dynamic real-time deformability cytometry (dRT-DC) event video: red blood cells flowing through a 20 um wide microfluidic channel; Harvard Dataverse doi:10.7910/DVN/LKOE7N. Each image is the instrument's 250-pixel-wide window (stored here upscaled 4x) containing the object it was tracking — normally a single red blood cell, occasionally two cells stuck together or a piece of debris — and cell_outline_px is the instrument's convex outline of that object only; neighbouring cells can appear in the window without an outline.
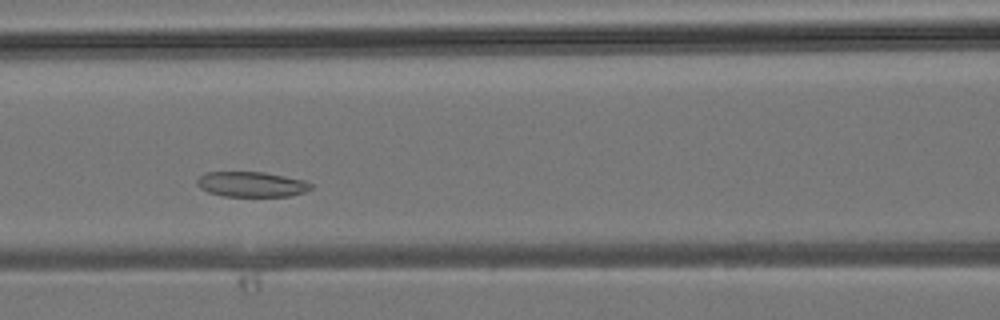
{"species": "common noctule bat (a hibernating species)", "species_latin": "Nyctalus noctula", "temperature_condition": "room temperature", "stored_images_in_passage": 26, "camera_frame_rate_fps": 3000, "um_per_image_px": 0.085, "animal": {"sex": "male", "body_mass_g": 19.2, "forearm_length_mm": 51.8}, "frame": {"image": 1, "passage_image": 9, "time_ms": 2.667, "image_size_px": [1000, 320], "cell_outline_px": [[312, 188], [304, 192], [288, 196], [224, 196], [208, 192], [200, 188], [196, 184], [196, 180], [204, 172], [264, 172], [304, 180], [312, 184]], "centroid_in_image_um": [21.35, 15.66], "position_along_channel_um": 145.2, "area_um2": 16.7}}
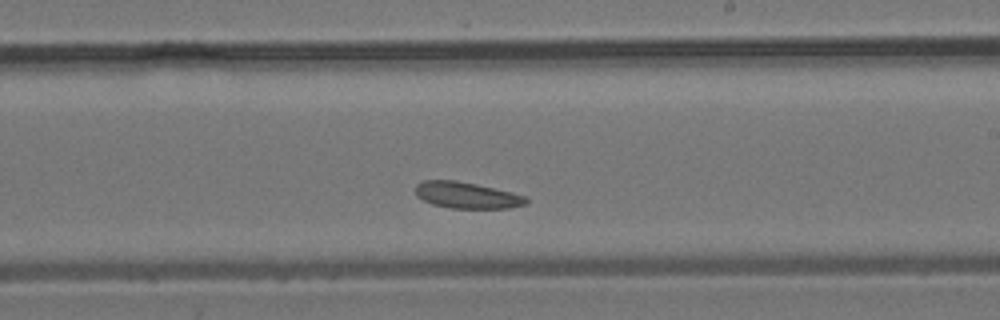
{"frame": {"image": 2, "passage_image": 15, "time_ms": 4.667, "image_size_px": [1000, 320], "cell_outline_px": [[528, 204], [508, 208], [452, 208], [432, 204], [416, 196], [416, 184], [424, 180], [456, 180], [476, 184], [512, 192], [528, 196]], "centroid_in_image_um": [39.71, 16.59], "position_along_channel_um": 249.3, "area_um2": 17.05}}
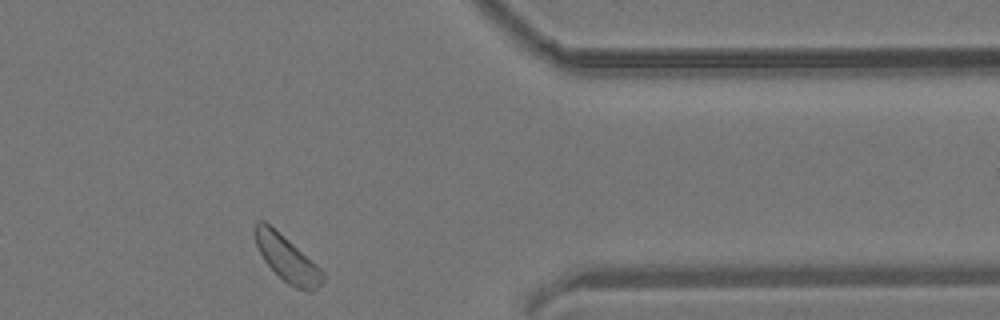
{"frame": {"image": 3, "passage_image": 24, "time_ms": 7.667, "image_size_px": [1000, 320], "cell_outline_px": [[324, 280], [312, 292], [308, 292], [296, 288], [288, 284], [264, 260], [256, 244], [252, 228], [252, 224], [256, 220], [264, 220], [316, 264], [324, 272]], "centroid_in_image_um": [24.36, 21.96], "position_along_channel_um": 387.0, "area_um2": 17.92}}